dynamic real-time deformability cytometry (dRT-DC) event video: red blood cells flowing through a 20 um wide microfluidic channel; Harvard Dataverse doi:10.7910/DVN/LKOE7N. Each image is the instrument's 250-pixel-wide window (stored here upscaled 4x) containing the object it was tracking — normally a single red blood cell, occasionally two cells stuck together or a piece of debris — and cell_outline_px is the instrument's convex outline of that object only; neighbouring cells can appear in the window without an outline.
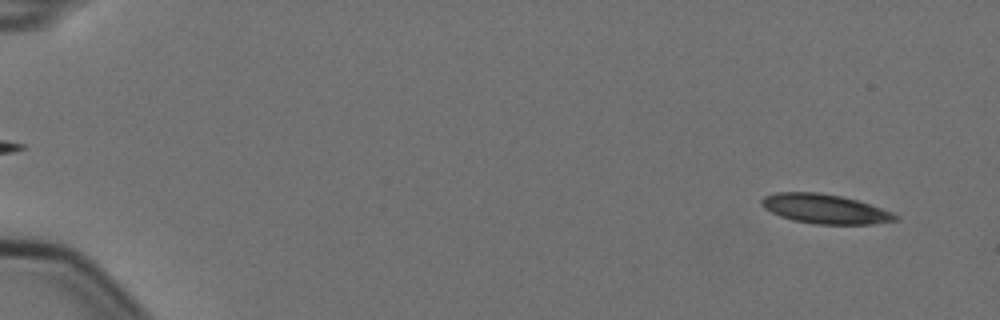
{"species": "Egyptian fruit bat (a non-hibernating species)", "species_latin": "Rousettus aegyptiacus", "temperature_condition": "cold", "stored_images_in_passage": 6, "segment_of_instrument_passage": [2, 2], "camera_frame_rate_fps": 3000, "um_per_image_px": 0.085, "animal": {"sex": "female"}, "frame": {"image": 1, "passage_image": 6, "time_ms": 1.667, "image_size_px": [1000, 320], "cell_outline_px": [[900, 220], [872, 224], [816, 224], [792, 220], [780, 216], [764, 208], [760, 204], [760, 200], [764, 196], [776, 192], [816, 192], [840, 196], [856, 200], [892, 212], [900, 216]], "centroid_in_image_um": [70.11, 17.76], "position_along_channel_um": 14.9, "area_um2": 22.89}}